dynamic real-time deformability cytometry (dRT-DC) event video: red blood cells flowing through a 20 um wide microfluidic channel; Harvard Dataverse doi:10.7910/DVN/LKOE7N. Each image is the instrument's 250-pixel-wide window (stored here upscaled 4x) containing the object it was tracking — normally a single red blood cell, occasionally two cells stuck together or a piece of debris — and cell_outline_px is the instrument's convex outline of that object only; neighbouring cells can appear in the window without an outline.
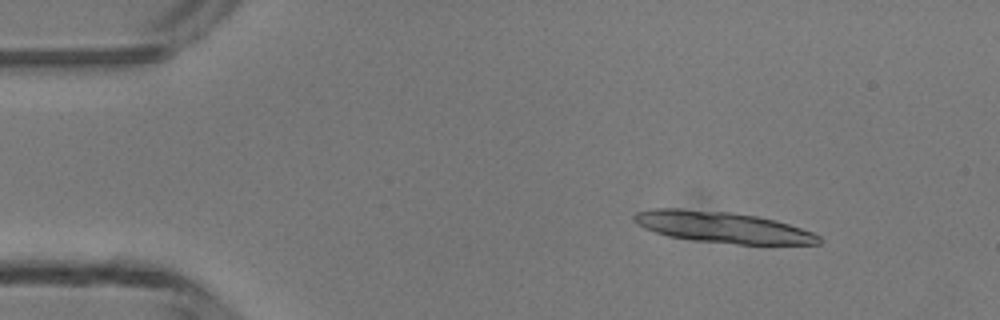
{"species": "common noctule bat (a hibernating species)", "species_latin": "Nyctalus noctula", "temperature_condition": "room temperature", "stored_images_in_passage": 4, "camera_frame_rate_fps": 3000, "um_per_image_px": 0.085, "animal": {"sex": "male", "body_mass_g": 13.3}, "frame": {"image": 1, "passage_image": 2, "time_ms": 1.0, "image_size_px": [1000, 320], "cell_outline_px": [[824, 240], [820, 244], [736, 244], [692, 240], [668, 236], [644, 228], [636, 224], [632, 220], [632, 216], [636, 212], [652, 208], [680, 208], [728, 212], [756, 216], [776, 220], [812, 232], [820, 236]], "centroid_in_image_um": [61.38, 19.31], "position_along_channel_um": 23.6, "area_um2": 33.64}}
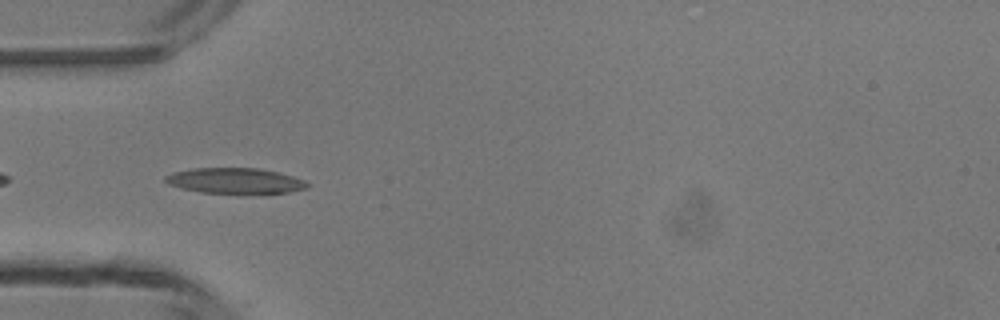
{"frame": {"image": 2, "passage_image": 4, "time_ms": 4.0, "image_size_px": [1000, 320], "cell_outline_px": [[308, 188], [288, 192], [200, 192], [180, 188], [168, 184], [164, 180], [164, 176], [172, 172], [192, 168], [256, 168], [276, 172], [292, 176], [304, 180], [308, 184]], "centroid_in_image_um": [19.91, 15.34], "position_along_channel_um": 65.1, "area_um2": 20.69}}